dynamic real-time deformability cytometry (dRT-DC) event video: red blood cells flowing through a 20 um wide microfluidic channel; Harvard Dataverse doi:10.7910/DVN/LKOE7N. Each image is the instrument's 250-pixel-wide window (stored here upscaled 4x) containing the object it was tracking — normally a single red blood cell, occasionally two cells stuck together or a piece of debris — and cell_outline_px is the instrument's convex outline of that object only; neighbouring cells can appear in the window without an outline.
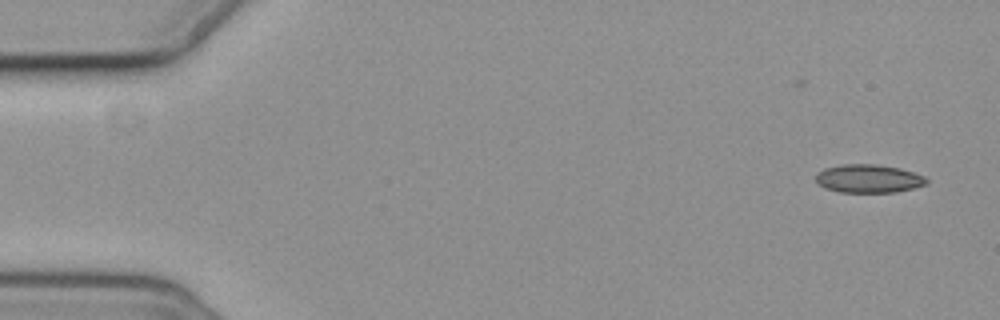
{"species": "common noctule bat (a hibernating species)", "species_latin": "Nyctalus noctula", "temperature_condition": "cold", "stored_images_in_passage": 6, "camera_frame_rate_fps": 3000, "um_per_image_px": 0.085, "animal": {"sex": "female", "body_mass_g": 19.3, "forearm_length_mm": 54.1}, "frame": {"image": 1, "passage_image": 2, "time_ms": 1.333, "image_size_px": [1000, 320], "cell_outline_px": [[928, 184], [896, 192], [840, 192], [824, 188], [816, 180], [816, 172], [824, 168], [840, 164], [876, 164], [900, 168], [924, 176], [928, 180]], "centroid_in_image_um": [73.81, 15.17], "position_along_channel_um": 11.2, "area_um2": 18.32}}
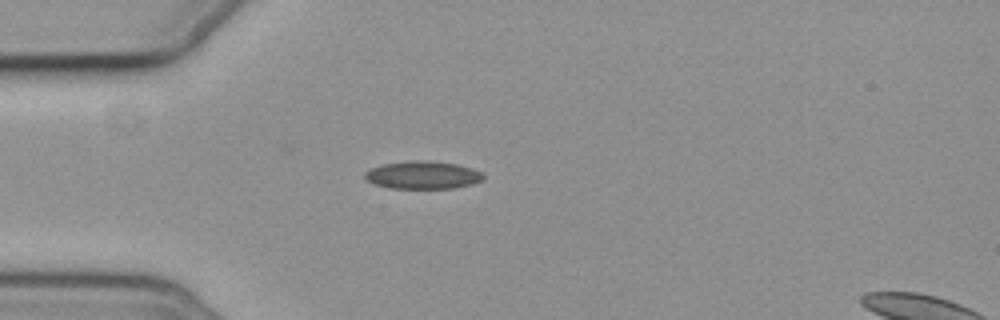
{"frame": {"image": 2, "passage_image": 6, "time_ms": 5.667, "image_size_px": [1000, 320], "cell_outline_px": [[484, 180], [452, 188], [392, 188], [376, 184], [368, 180], [364, 176], [364, 172], [372, 168], [384, 164], [412, 160], [432, 160], [456, 164], [472, 168], [484, 172]], "centroid_in_image_um": [35.97, 14.86], "position_along_channel_um": 49.0, "area_um2": 19.07}}